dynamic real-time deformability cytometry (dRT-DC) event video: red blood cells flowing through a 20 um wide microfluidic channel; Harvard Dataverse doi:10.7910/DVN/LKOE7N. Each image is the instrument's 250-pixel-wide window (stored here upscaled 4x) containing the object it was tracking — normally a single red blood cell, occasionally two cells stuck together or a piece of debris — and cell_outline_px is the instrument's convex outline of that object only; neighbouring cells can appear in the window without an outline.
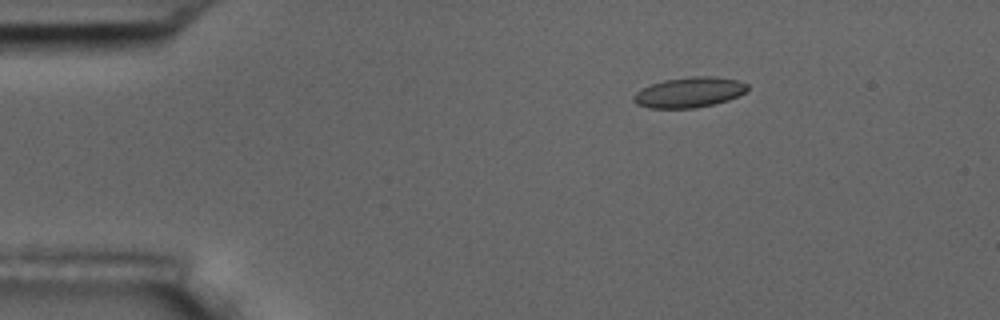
{"species": "common noctule bat (a hibernating species)", "species_latin": "Nyctalus noctula", "temperature_condition": "room temperature", "stored_images_in_passage": 4, "camera_frame_rate_fps": 3000, "um_per_image_px": 0.085, "animal": {"sex": "male", "body_mass_g": 17.5, "forearm_length_mm": 52.3}, "frame": {"image": 1, "passage_image": 2, "time_ms": 1.0, "image_size_px": [1000, 320], "cell_outline_px": [[748, 88], [744, 92], [728, 100], [696, 108], [648, 108], [636, 104], [632, 100], [632, 96], [636, 92], [652, 84], [664, 80], [692, 76], [712, 76], [736, 80], [748, 84]], "centroid_in_image_um": [58.55, 7.85], "position_along_channel_um": 26.5, "area_um2": 19.94}}